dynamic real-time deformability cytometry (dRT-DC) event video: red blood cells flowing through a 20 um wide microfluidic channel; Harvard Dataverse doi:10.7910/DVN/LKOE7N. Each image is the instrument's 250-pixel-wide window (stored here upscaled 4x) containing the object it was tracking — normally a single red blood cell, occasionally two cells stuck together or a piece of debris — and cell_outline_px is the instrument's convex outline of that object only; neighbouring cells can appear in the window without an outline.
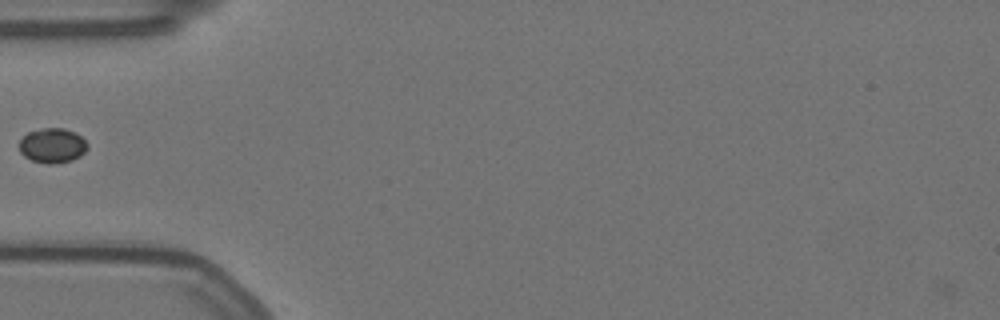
{"species": "Egyptian fruit bat (a non-hibernating species)", "species_latin": "Rousettus aegyptiacus", "temperature_condition": "warm", "stored_images_in_passage": 41, "camera_frame_rate_fps": 3000, "um_per_image_px": 0.085, "animal": {"sex": "female"}, "frame": {"image": 1, "passage_image": 3, "time_ms": 0.667, "image_size_px": [1000, 320], "cell_outline_px": [[88, 148], [80, 156], [72, 160], [56, 164], [48, 164], [32, 160], [24, 156], [20, 152], [20, 140], [28, 132], [44, 128], [64, 128], [80, 136], [88, 144]], "centroid_in_image_um": [4.46, 12.38], "position_along_channel_um": 80.5, "area_um2": 13.7}}
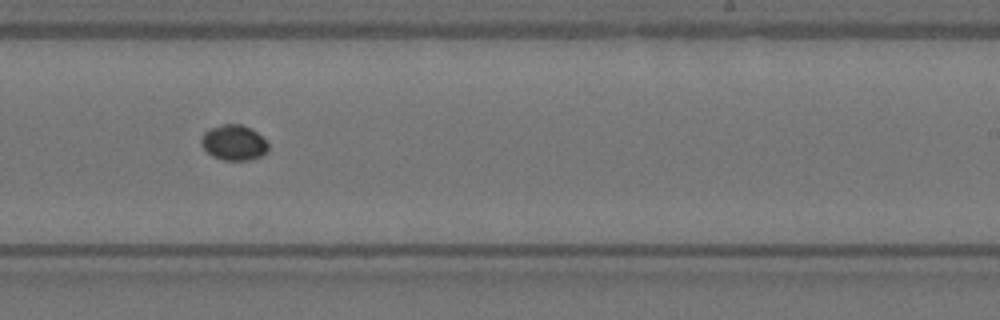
{"frame": {"image": 2, "passage_image": 19, "time_ms": 6.0, "image_size_px": [1000, 320], "cell_outline_px": [[268, 152], [260, 156], [248, 160], [224, 160], [212, 156], [200, 144], [200, 140], [204, 132], [208, 128], [224, 124], [240, 124], [256, 132], [268, 144]], "centroid_in_image_um": [19.84, 12.12], "position_along_channel_um": 269.2, "area_um2": 13.7}}
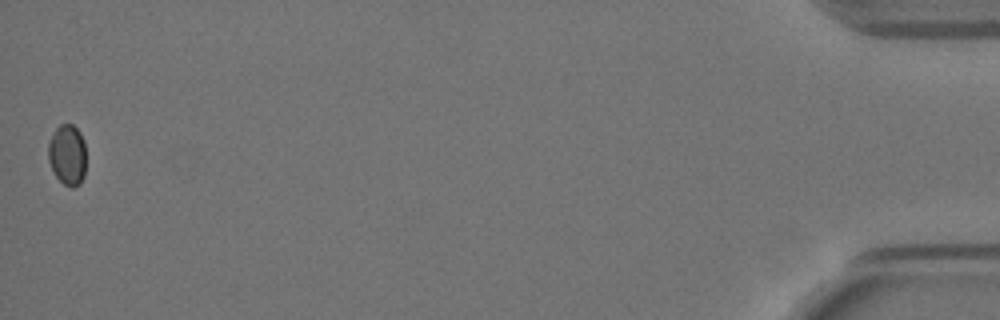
{"frame": {"image": 3, "passage_image": 41, "time_ms": 13.333, "image_size_px": [1000, 320], "cell_outline_px": [[84, 176], [80, 184], [72, 188], [64, 184], [56, 176], [48, 160], [48, 144], [56, 128], [60, 124], [72, 124], [80, 132], [84, 140]], "centroid_in_image_um": [5.72, 13.16], "position_along_channel_um": 429.5, "area_um2": 13.24}}